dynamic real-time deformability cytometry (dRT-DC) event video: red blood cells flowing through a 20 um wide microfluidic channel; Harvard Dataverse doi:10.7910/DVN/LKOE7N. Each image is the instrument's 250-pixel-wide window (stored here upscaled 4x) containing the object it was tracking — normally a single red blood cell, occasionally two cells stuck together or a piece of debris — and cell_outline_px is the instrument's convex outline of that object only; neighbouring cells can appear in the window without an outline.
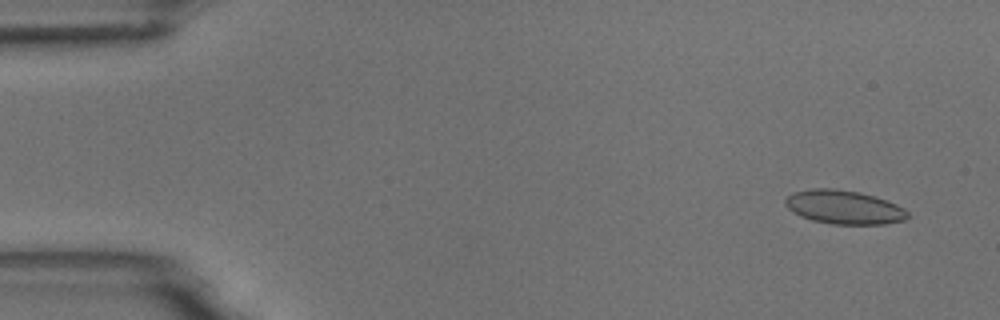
{"species": "common noctule bat (a hibernating species)", "species_latin": "Nyctalus noctula", "temperature_condition": "room temperature", "stored_images_in_passage": 7, "camera_frame_rate_fps": 3000, "um_per_image_px": 0.085, "animal": {"sex": "male", "body_mass_g": 18.8}, "frame": {"image": 1, "passage_image": 2, "time_ms": 1.0, "image_size_px": [1000, 320], "cell_outline_px": [[908, 216], [904, 220], [884, 224], [832, 224], [812, 220], [800, 216], [792, 212], [784, 204], [784, 200], [792, 192], [812, 188], [836, 188], [860, 192], [896, 204], [904, 208], [908, 212]], "centroid_in_image_um": [71.69, 17.6], "position_along_channel_um": 13.3, "area_um2": 24.1}}
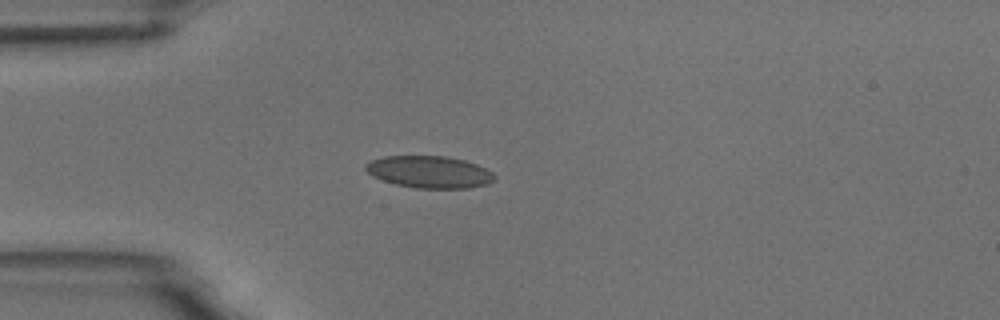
{"frame": {"image": 2, "passage_image": 5, "time_ms": 4.667, "image_size_px": [1000, 320], "cell_outline_px": [[496, 176], [488, 184], [468, 188], [416, 188], [396, 184], [372, 176], [364, 168], [364, 164], [372, 160], [384, 156], [444, 156], [464, 160], [476, 164], [492, 172]], "centroid_in_image_um": [36.48, 14.61], "position_along_channel_um": 48.5, "area_um2": 23.93}}